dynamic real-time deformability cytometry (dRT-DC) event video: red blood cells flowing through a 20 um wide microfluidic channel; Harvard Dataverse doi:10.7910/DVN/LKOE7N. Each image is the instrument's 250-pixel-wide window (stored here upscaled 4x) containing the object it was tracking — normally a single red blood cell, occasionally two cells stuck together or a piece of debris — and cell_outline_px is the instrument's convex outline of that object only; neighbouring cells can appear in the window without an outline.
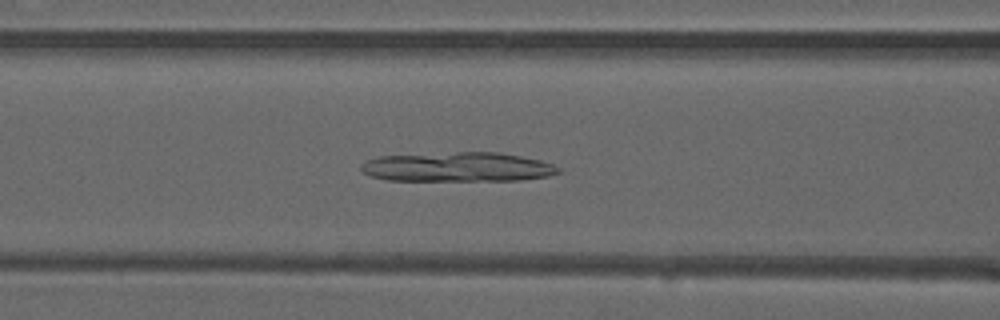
{"species": "common noctule bat (a hibernating species)", "species_latin": "Nyctalus noctula", "temperature_condition": "warm", "stored_images_in_passage": 50, "camera_frame_rate_fps": 3000, "um_per_image_px": 0.085, "animal": {"sex": "male", "forearm_length_mm": 52.5}, "frame": {"image": 1, "passage_image": 21, "time_ms": 6.667, "image_size_px": [1000, 320], "cell_outline_px": [[560, 172], [548, 176], [520, 180], [388, 180], [372, 176], [364, 172], [360, 168], [360, 164], [376, 156], [456, 152], [500, 152], [540, 160], [552, 164], [560, 168]], "centroid_in_image_um": [38.9, 14.19], "position_along_channel_um": 127.7, "area_um2": 33.76}}
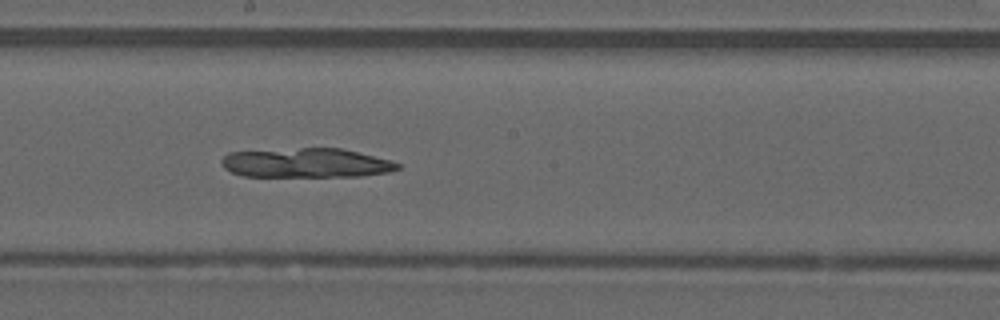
{"frame": {"image": 2, "passage_image": 28, "time_ms": 9.0, "image_size_px": [1000, 320], "cell_outline_px": [[400, 168], [388, 172], [360, 176], [244, 176], [232, 172], [224, 168], [220, 160], [228, 152], [300, 148], [340, 148], [392, 160], [400, 164]], "centroid_in_image_um": [26.03, 13.84], "position_along_channel_um": 222.2, "area_um2": 30.06}}
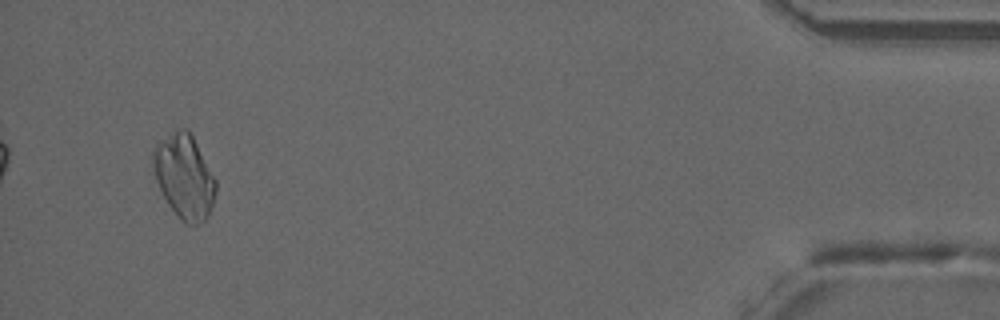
{"frame": {"image": 3, "passage_image": 48, "time_ms": 15.667, "image_size_px": [1000, 320], "cell_outline_px": [[216, 192], [208, 216], [204, 220], [196, 224], [188, 224], [180, 220], [168, 204], [156, 180], [152, 164], [152, 152], [156, 144], [176, 132], [184, 128], [188, 128], [216, 180]], "centroid_in_image_um": [15.67, 15.03], "position_along_channel_um": 419.5, "area_um2": 30.11}}